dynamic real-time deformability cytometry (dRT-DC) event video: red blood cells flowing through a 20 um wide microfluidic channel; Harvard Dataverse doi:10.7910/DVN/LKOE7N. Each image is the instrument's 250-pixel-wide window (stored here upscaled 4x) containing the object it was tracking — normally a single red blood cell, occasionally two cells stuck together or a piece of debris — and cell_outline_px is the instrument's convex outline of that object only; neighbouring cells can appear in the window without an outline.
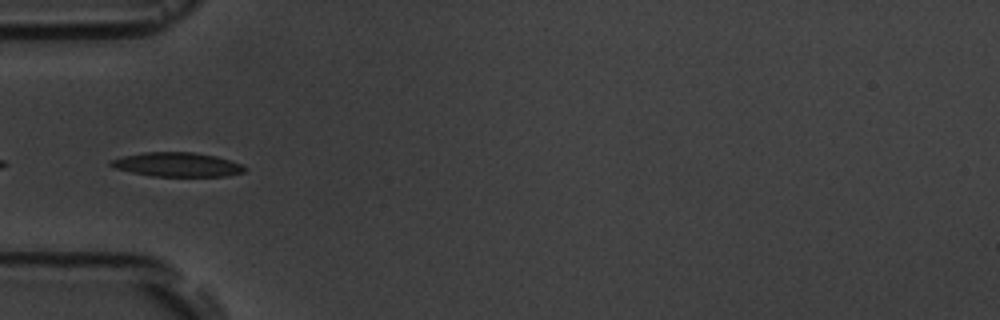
{"species": "common noctule bat (a hibernating species)", "species_latin": "Nyctalus noctula", "temperature_condition": "room temperature", "stored_images_in_passage": 9, "camera_frame_rate_fps": 3000, "um_per_image_px": 0.085, "animal": {"sex": "male", "body_mass_g": 19.5, "forearm_length_mm": 54.6}, "frame": {"image": 1, "passage_image": 6, "time_ms": 6.667, "image_size_px": [1000, 320], "cell_outline_px": [[248, 168], [244, 172], [224, 176], [152, 176], [132, 172], [116, 168], [108, 164], [108, 160], [124, 156], [144, 152], [192, 152], [216, 156], [240, 164]], "centroid_in_image_um": [15.04, 13.98], "position_along_channel_um": 70.0, "area_um2": 18.73}}
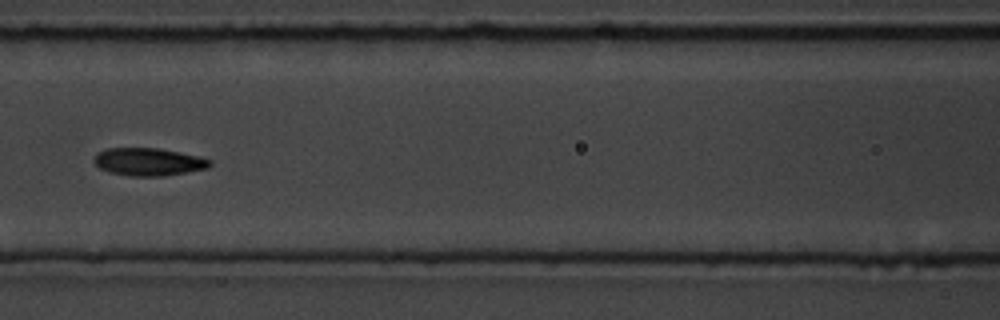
{"frame": {"image": 2, "passage_image": 8, "time_ms": 9.0, "image_size_px": [1000, 320], "cell_outline_px": [[212, 164], [208, 168], [160, 176], [132, 176], [108, 172], [100, 168], [92, 160], [96, 152], [108, 148], [160, 148], [200, 156], [212, 160]], "centroid_in_image_um": [12.61, 13.74], "position_along_channel_um": 154.0, "area_um2": 18.79}}
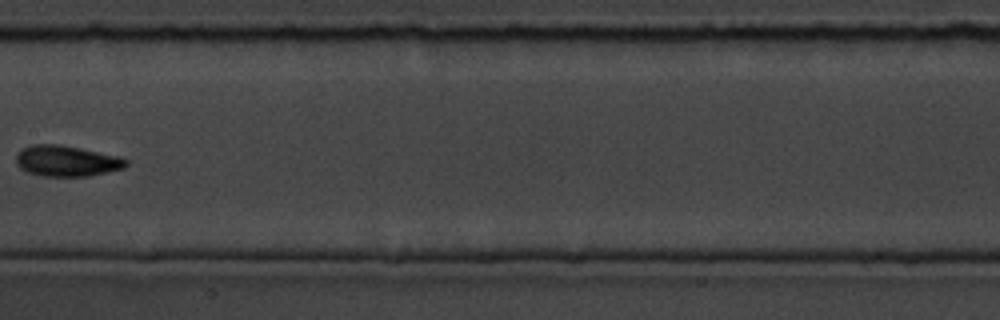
{"frame": {"image": 3, "passage_image": 9, "time_ms": 10.333, "image_size_px": [1000, 320], "cell_outline_px": [[128, 164], [124, 168], [88, 176], [40, 176], [28, 172], [20, 168], [16, 164], [16, 152], [32, 144], [56, 144], [80, 148], [120, 156], [128, 160]], "centroid_in_image_um": [5.65, 13.68], "position_along_channel_um": 201.7, "area_um2": 19.83}}